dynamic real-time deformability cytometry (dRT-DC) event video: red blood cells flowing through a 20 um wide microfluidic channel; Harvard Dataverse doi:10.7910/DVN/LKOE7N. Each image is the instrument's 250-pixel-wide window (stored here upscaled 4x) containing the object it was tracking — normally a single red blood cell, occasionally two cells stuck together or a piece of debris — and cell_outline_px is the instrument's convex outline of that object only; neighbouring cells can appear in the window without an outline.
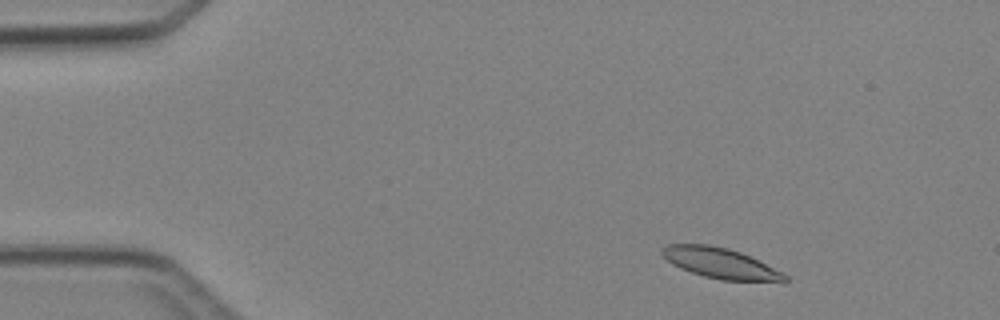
{"species": "Egyptian fruit bat (a non-hibernating species)", "species_latin": "Rousettus aegyptiacus", "temperature_condition": "cold", "stored_images_in_passage": 4, "camera_frame_rate_fps": 3000, "um_per_image_px": 0.085, "animal": {"sex": "female"}, "frame": {"image": 1, "passage_image": 2, "time_ms": 1.0, "image_size_px": [1000, 320], "cell_outline_px": [[788, 280], [784, 284], [720, 280], [704, 276], [680, 268], [672, 264], [660, 252], [660, 248], [668, 244], [708, 244], [728, 248], [740, 252], [784, 272], [788, 276]], "centroid_in_image_um": [61.34, 22.41], "position_along_channel_um": 23.7, "area_um2": 22.43}}